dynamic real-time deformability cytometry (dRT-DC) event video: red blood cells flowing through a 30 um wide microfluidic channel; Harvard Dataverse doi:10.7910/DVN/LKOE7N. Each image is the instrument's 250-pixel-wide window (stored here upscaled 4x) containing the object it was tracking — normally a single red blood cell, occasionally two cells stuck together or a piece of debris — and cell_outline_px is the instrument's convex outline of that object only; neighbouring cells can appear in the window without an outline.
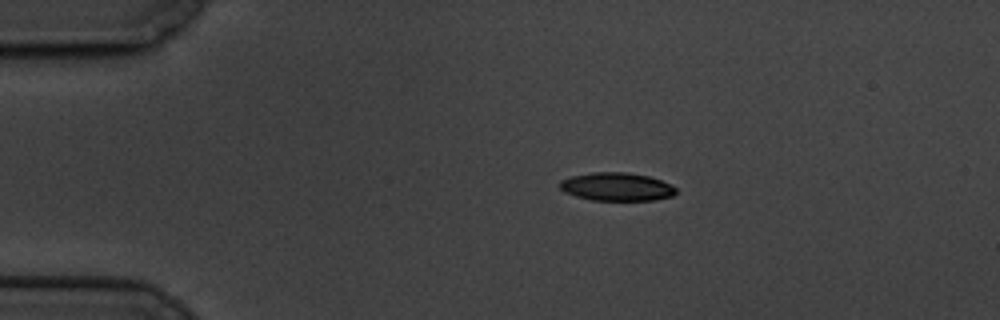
{"species": "common noctule bat (a hibernating species)", "species_latin": "Nyctalus noctula", "temperature_condition": "cold", "stored_images_in_passage": 49, "camera_frame_rate_fps": 3000, "um_per_image_px": 0.085, "animal": {"sex": "male", "body_mass_g": 19.5, "forearm_length_mm": 54.6}, "frame": {"image": 1, "passage_image": 1, "time_ms": 0.0, "image_size_px": [1000, 320], "cell_outline_px": [[676, 192], [672, 196], [652, 200], [592, 200], [576, 196], [564, 192], [560, 188], [560, 180], [572, 176], [592, 172], [628, 172], [648, 176], [660, 180], [676, 188]], "centroid_in_image_um": [52.39, 15.87], "position_along_channel_um": 32.6, "area_um2": 18.96}}
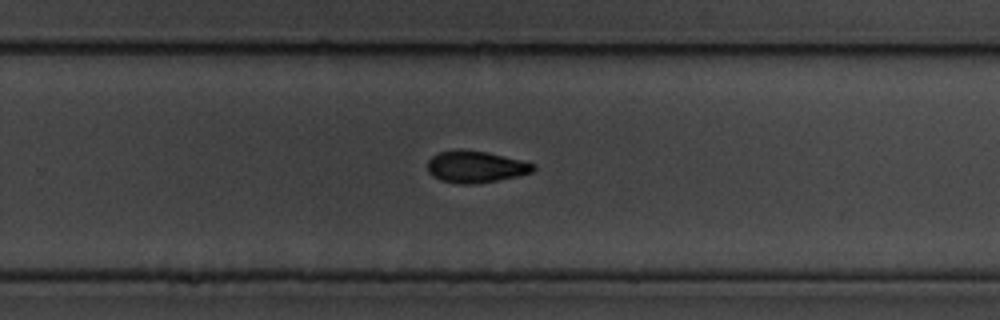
{"frame": {"image": 2, "passage_image": 28, "time_ms": 9.0, "image_size_px": [1000, 320], "cell_outline_px": [[536, 168], [532, 172], [516, 176], [476, 184], [460, 184], [440, 180], [432, 176], [428, 172], [428, 160], [432, 156], [440, 152], [452, 148], [464, 148], [488, 152], [536, 164]], "centroid_in_image_um": [40.39, 14.15], "position_along_channel_um": 289.4, "area_um2": 19.83}}
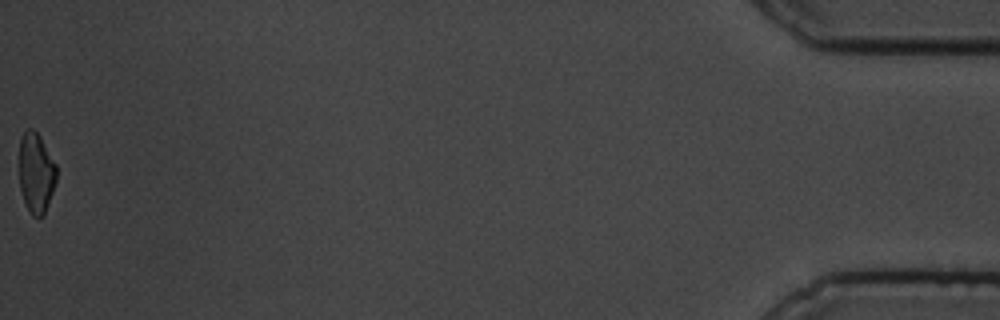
{"frame": {"image": 3, "passage_image": 49, "time_ms": 16.0, "image_size_px": [1000, 320], "cell_outline_px": [[56, 180], [44, 216], [32, 216], [24, 204], [20, 188], [20, 136], [28, 128], [32, 128], [40, 136], [56, 164]], "centroid_in_image_um": [3.06, 14.7], "position_along_channel_um": 432.1, "area_um2": 17.4}, "authors_computed_cell_mechanics": {"area_um2": 19.7098, "velocity_mm_per_s": 3.3946, "shape_relaxation_time_tau1_ms": 4.0402, "shape_relaxation_time_tau2_ms": 7.546, "deformation_change_tau1": 0.1565, "deformation_change_tau2": 0.1267}}